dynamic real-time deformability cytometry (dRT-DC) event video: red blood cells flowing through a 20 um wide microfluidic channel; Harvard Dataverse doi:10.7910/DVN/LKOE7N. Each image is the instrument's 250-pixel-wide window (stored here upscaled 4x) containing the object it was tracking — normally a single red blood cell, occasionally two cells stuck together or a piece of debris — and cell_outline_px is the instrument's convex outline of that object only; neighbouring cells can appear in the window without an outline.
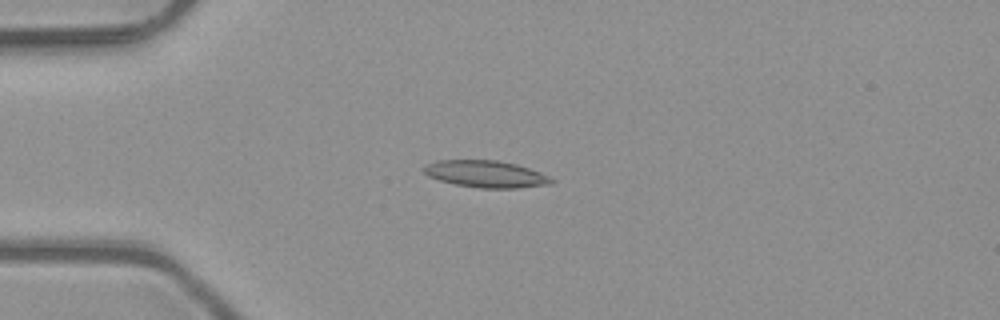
{"species": "common noctule bat (a hibernating species)", "species_latin": "Nyctalus noctula", "temperature_condition": "room temperature", "stored_images_in_passage": 5, "camera_frame_rate_fps": 3000, "um_per_image_px": 0.085, "animal": {"sex": "male", "body_mass_g": 23.1, "forearm_length_mm": 52.7}, "frame": {"image": 1, "passage_image": 3, "time_ms": 0.667, "image_size_px": [1000, 320], "cell_outline_px": [[556, 180], [552, 184], [516, 188], [480, 188], [456, 184], [440, 180], [428, 176], [424, 172], [424, 164], [440, 160], [496, 160], [516, 164], [540, 172]], "centroid_in_image_um": [41.31, 14.79], "position_along_channel_um": 43.7, "area_um2": 19.94}}
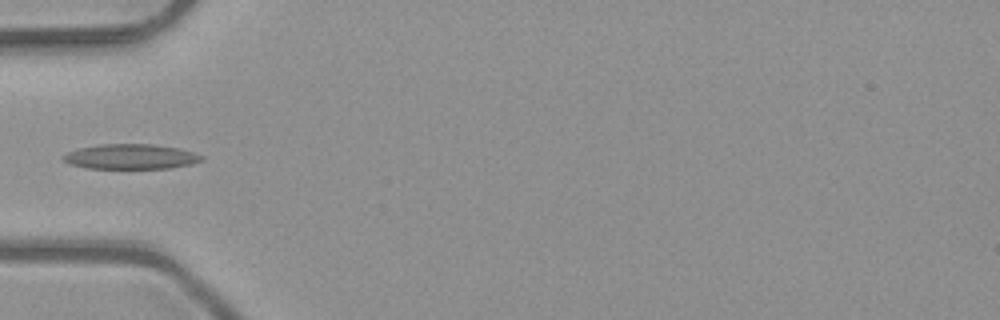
{"frame": {"image": 2, "passage_image": 4, "time_ms": 1.0, "image_size_px": [1000, 320], "cell_outline_px": [[204, 160], [192, 164], [168, 168], [88, 168], [72, 164], [64, 160], [60, 156], [68, 152], [80, 148], [100, 144], [152, 144], [180, 148], [204, 156]], "centroid_in_image_um": [11.15, 13.31], "position_along_channel_um": 73.8, "area_um2": 20.06}}
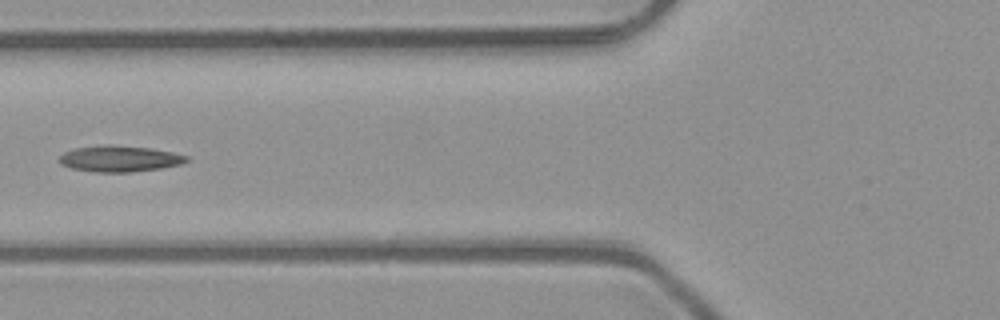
{"frame": {"image": 3, "passage_image": 5, "time_ms": 1.333, "image_size_px": [1000, 320], "cell_outline_px": [[188, 160], [180, 164], [160, 168], [132, 172], [92, 172], [72, 168], [60, 164], [56, 160], [64, 152], [72, 148], [104, 144], [112, 144], [152, 148], [172, 152], [188, 156]], "centroid_in_image_um": [10.1, 13.48], "position_along_channel_um": 115.7, "area_um2": 19.65}}